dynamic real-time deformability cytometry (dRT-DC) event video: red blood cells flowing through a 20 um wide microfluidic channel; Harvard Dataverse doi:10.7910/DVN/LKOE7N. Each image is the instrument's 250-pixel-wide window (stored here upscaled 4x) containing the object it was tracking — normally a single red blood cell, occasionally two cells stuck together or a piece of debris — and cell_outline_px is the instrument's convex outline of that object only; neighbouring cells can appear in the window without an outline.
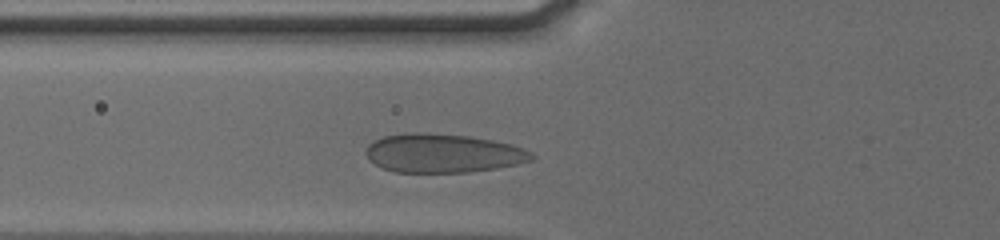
{"species": "human", "species_latin": "Homo sapiens", "temperature_condition": "cold", "stored_images_in_passage": 33, "camera_frame_rate_fps": 3000, "um_per_image_px": 0.085, "donor": {"sex": "male"}, "frame": {"image": 1, "passage_image": 5, "time_ms": 0.667, "image_size_px": [1000, 240], "cell_outline_px": [[536, 156], [532, 160], [516, 164], [496, 168], [468, 172], [396, 172], [384, 168], [368, 160], [364, 152], [368, 144], [384, 136], [404, 132], [428, 132], [468, 136], [492, 140], [512, 144], [524, 148], [532, 152]], "centroid_in_image_um": [37.64, 13.01], "position_along_channel_um": 88.2, "area_um2": 37.69}}
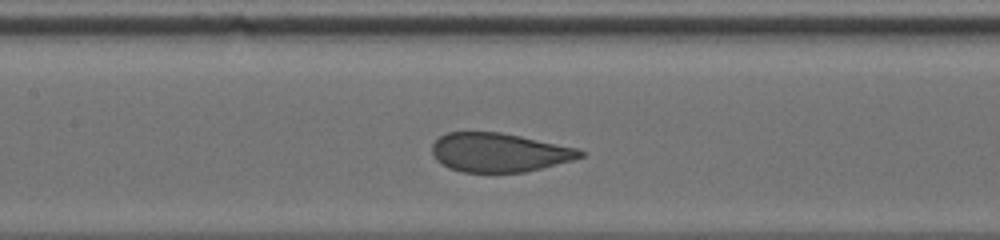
{"frame": {"image": 2, "passage_image": 16, "time_ms": 2.667, "image_size_px": [1000, 240], "cell_outline_px": [[588, 152], [584, 156], [572, 160], [524, 172], [460, 172], [448, 168], [436, 160], [432, 152], [432, 144], [440, 136], [448, 132], [500, 132], [580, 148]], "centroid_in_image_um": [42.44, 12.96], "position_along_channel_um": 165.0, "area_um2": 33.7}}
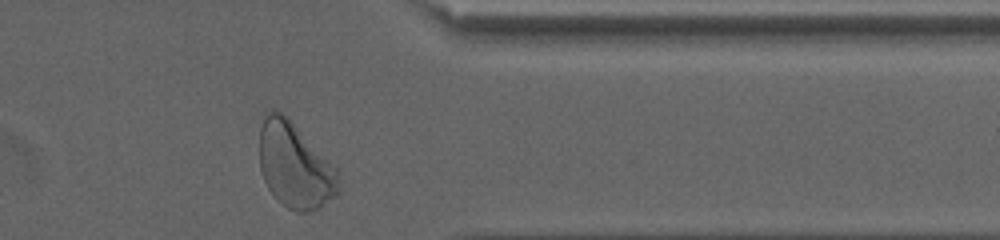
{"frame": {"image": 3, "passage_image": 33, "time_ms": 8.667, "image_size_px": [1000, 240], "cell_outline_px": [[340, 192], [336, 196], [320, 208], [308, 212], [296, 212], [288, 208], [268, 188], [264, 180], [260, 168], [260, 128], [264, 112], [272, 108], [276, 108], [288, 116], [340, 172]], "centroid_in_image_um": [25.08, 14.03], "position_along_channel_um": 386.3, "area_um2": 39.88}, "authors_computed_cell_mechanics": {"area_um2": 35.4892, "velocity_mm_per_s": 3.8068, "shape_relaxation_time_tau1_ms": 3.267, "shape_relaxation_time_tau2_ms": null, "deformation_change_tau1": 0.1122, "deformation_change_tau2": null}}